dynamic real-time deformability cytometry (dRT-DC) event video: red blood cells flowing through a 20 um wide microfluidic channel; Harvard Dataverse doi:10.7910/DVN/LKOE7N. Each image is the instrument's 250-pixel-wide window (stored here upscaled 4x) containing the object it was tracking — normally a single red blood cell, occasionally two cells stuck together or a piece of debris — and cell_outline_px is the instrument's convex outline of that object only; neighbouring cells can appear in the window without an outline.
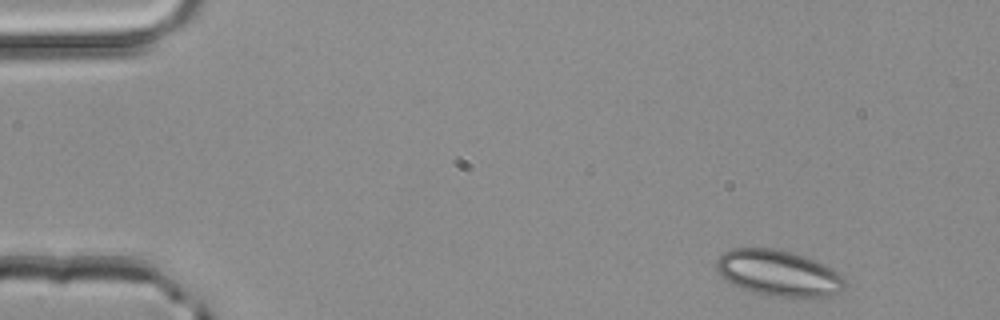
{"species": "common noctule bat (a hibernating species)", "species_latin": "Nyctalus noctula", "temperature_condition": "room temperature", "stored_images_in_passage": 3, "camera_frame_rate_fps": 3000, "um_per_image_px": 0.085, "animal": {"sex": "male", "body_mass_g": 20.4}, "frame": {"image": 1, "passage_image": 1, "time_ms": 0.0, "image_size_px": [1000, 320], "cell_outline_px": [[844, 288], [840, 292], [832, 296], [768, 296], [732, 284], [724, 280], [716, 272], [716, 260], [724, 252], [732, 248], [772, 248], [792, 252], [804, 256], [824, 264], [840, 272], [844, 276]], "centroid_in_image_um": [66.16, 23.2], "position_along_channel_um": 18.8, "area_um2": 34.39}}